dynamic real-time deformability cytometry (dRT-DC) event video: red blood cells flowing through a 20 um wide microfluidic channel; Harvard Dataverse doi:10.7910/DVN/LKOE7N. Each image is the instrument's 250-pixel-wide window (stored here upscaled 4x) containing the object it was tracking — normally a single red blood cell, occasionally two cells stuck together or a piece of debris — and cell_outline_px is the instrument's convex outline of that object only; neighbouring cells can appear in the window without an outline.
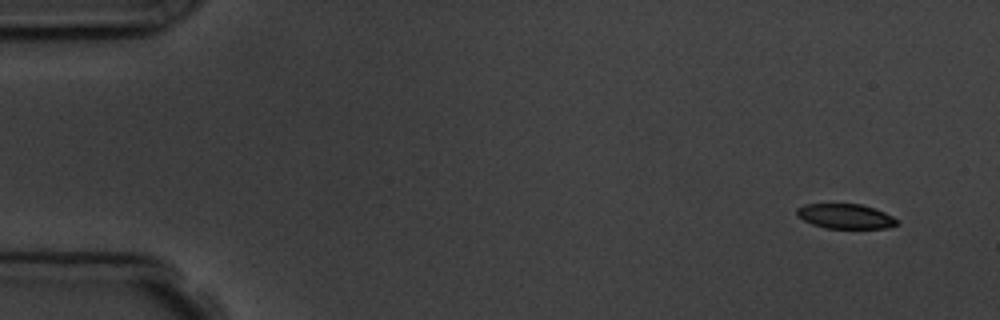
{"species": "common noctule bat (a hibernating species)", "species_latin": "Nyctalus noctula", "temperature_condition": "room temperature", "stored_images_in_passage": 9, "camera_frame_rate_fps": 3000, "um_per_image_px": 0.085, "animal": {"sex": "male", "body_mass_g": 19.5, "forearm_length_mm": 54.6}, "frame": {"image": 1, "passage_image": 1, "time_ms": 0.0, "image_size_px": [1000, 320], "cell_outline_px": [[900, 220], [896, 224], [888, 228], [824, 228], [812, 224], [796, 216], [796, 208], [804, 204], [860, 204], [884, 212]], "centroid_in_image_um": [71.83, 18.38], "position_along_channel_um": 13.2, "area_um2": 14.45}}